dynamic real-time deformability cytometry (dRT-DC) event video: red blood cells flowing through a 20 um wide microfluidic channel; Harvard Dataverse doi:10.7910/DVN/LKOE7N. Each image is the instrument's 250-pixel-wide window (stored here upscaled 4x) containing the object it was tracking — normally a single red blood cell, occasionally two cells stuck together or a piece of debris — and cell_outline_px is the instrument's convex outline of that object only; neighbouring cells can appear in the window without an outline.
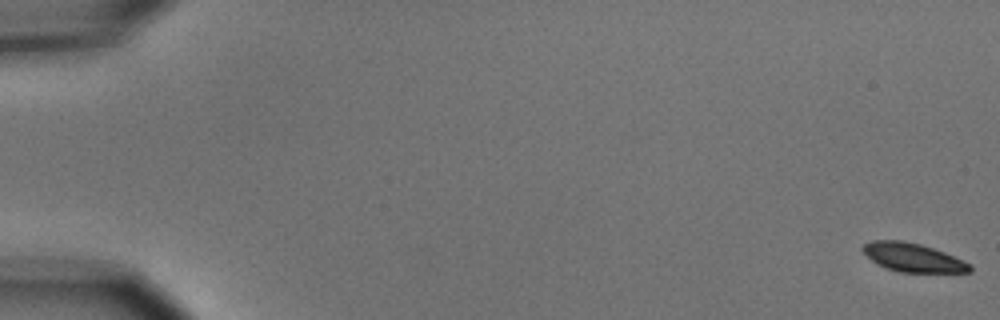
{"species": "common noctule bat (a hibernating species)", "species_latin": "Nyctalus noctula", "temperature_condition": "cold", "stored_images_in_passage": 7, "camera_frame_rate_fps": 3000, "um_per_image_px": 0.085, "animal": {"sex": "male", "body_mass_g": 15.6}, "frame": {"image": 1, "passage_image": 1, "time_ms": 0.0, "image_size_px": [1000, 320], "cell_outline_px": [[972, 272], [900, 272], [876, 264], [860, 248], [864, 244], [872, 240], [900, 240], [920, 244], [944, 252], [972, 264]], "centroid_in_image_um": [77.6, 21.88], "position_along_channel_um": 7.4, "area_um2": 17.74}}
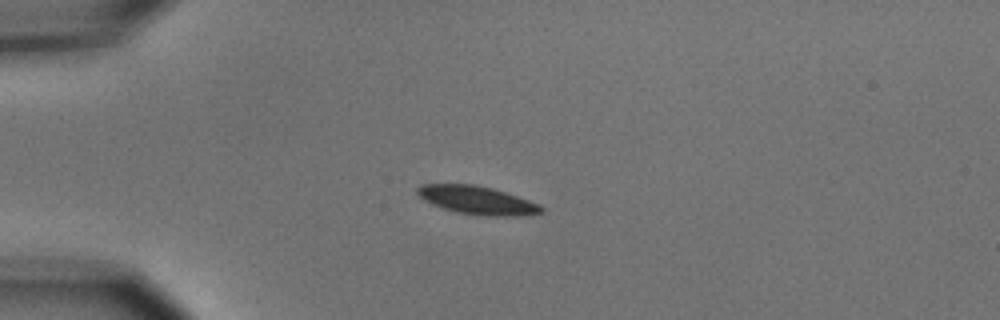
{"frame": {"image": 2, "passage_image": 5, "time_ms": 4.667, "image_size_px": [1000, 320], "cell_outline_px": [[544, 212], [524, 216], [488, 216], [456, 212], [432, 204], [424, 200], [416, 192], [416, 188], [420, 184], [476, 184], [492, 188], [540, 204], [544, 208]], "centroid_in_image_um": [40.57, 17.02], "position_along_channel_um": 44.4, "area_um2": 20.4}}
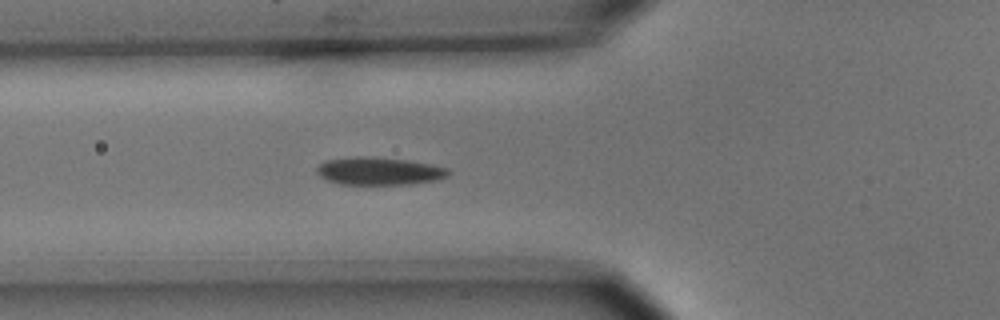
{"frame": {"image": 3, "passage_image": 7, "time_ms": 6.667, "image_size_px": [1000, 320], "cell_outline_px": [[452, 172], [448, 176], [440, 180], [412, 184], [340, 184], [328, 180], [320, 176], [316, 172], [316, 168], [324, 160], [356, 156], [372, 156], [408, 160], [432, 164], [448, 168]], "centroid_in_image_um": [32.27, 14.53], "position_along_channel_um": 93.5, "area_um2": 21.62}}